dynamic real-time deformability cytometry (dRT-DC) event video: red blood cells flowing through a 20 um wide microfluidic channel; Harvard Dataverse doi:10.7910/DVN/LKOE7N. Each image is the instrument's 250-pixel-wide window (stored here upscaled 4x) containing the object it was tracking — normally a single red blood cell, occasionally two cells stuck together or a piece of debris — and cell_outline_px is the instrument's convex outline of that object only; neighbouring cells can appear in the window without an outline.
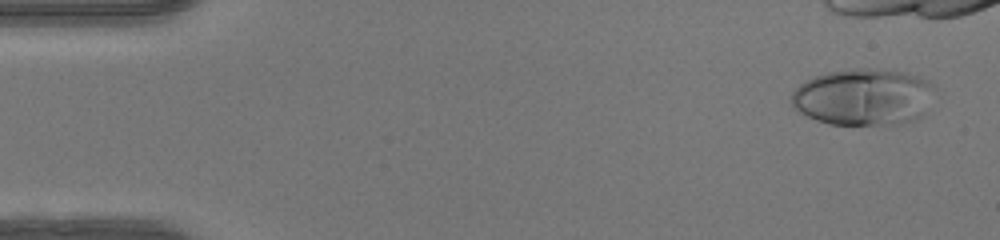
{"species": "human", "species_latin": "Homo sapiens", "temperature_condition": "warm", "stored_images_in_passage": 39, "camera_frame_rate_fps": 3000, "um_per_image_px": 0.085, "donor": {"sex": "female"}, "frame": {"image": 1, "passage_image": 3, "time_ms": 0.667, "image_size_px": [1000, 240], "cell_outline_px": [[936, 88], [924, 112], [920, 116], [912, 120], [896, 124], [828, 124], [816, 120], [800, 112], [792, 104], [792, 92], [800, 84], [816, 76], [828, 72], [856, 68], [868, 68], [904, 72], [928, 80]], "centroid_in_image_um": [73.4, 8.24], "position_along_channel_um": 11.6, "area_um2": 46.99}}
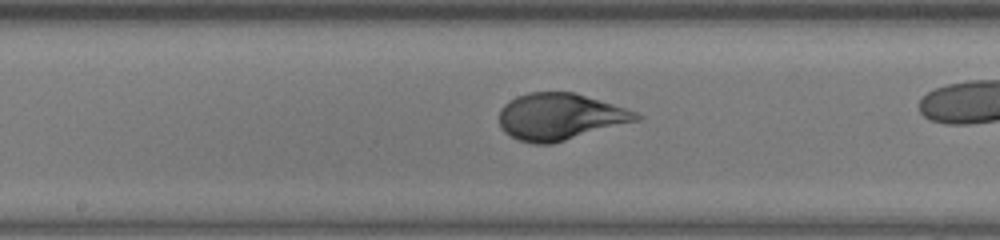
{"frame": {"image": 2, "passage_image": 26, "time_ms": 8.333, "image_size_px": [1000, 240], "cell_outline_px": [[644, 116], [640, 120], [552, 144], [532, 144], [520, 140], [504, 132], [500, 124], [500, 108], [504, 104], [516, 96], [528, 92], [576, 92], [636, 112]], "centroid_in_image_um": [47.6, 9.92], "position_along_channel_um": 200.6, "area_um2": 37.28}}
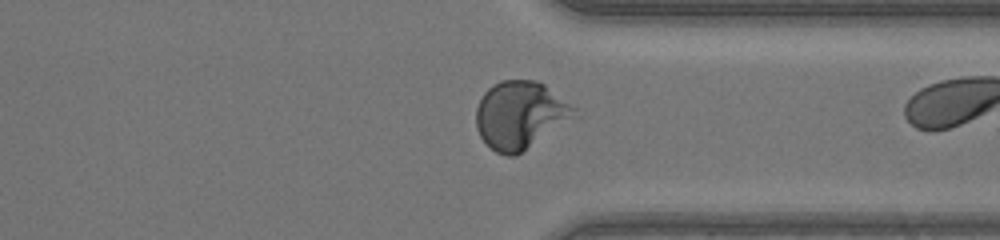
{"frame": {"image": 3, "passage_image": 38, "time_ms": 12.333, "image_size_px": [1000, 240], "cell_outline_px": [[580, 116], [516, 156], [508, 156], [496, 152], [480, 136], [476, 128], [476, 108], [484, 92], [492, 84], [500, 80], [532, 80], [544, 84], [576, 108]], "centroid_in_image_um": [44.25, 9.79], "position_along_channel_um": 367.1, "area_um2": 39.07}}